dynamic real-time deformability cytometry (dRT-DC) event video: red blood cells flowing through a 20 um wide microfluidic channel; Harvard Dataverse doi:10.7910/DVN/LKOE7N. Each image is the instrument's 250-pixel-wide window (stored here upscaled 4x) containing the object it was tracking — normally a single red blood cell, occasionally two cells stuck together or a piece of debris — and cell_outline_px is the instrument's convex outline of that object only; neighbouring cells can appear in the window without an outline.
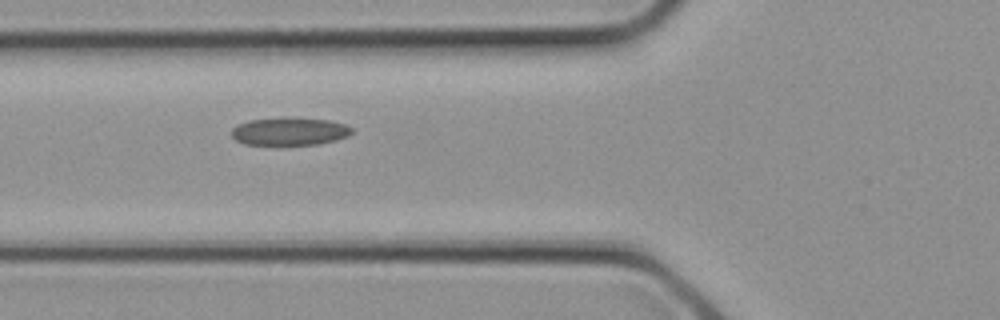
{"species": "common noctule bat (a hibernating species)", "species_latin": "Nyctalus noctula", "temperature_condition": "cold", "stored_images_in_passage": 5, "camera_frame_rate_fps": 3000, "um_per_image_px": 0.085, "animal": {"sex": "female", "body_mass_g": 21.9}, "frame": {"image": 1, "passage_image": 5, "time_ms": 1.333, "image_size_px": [1000, 320], "cell_outline_px": [[352, 132], [348, 136], [336, 140], [316, 144], [244, 144], [236, 140], [232, 136], [232, 128], [236, 124], [248, 120], [328, 120], [344, 124], [352, 128]], "centroid_in_image_um": [24.6, 11.2], "position_along_channel_um": 101.2, "area_um2": 18.5}}